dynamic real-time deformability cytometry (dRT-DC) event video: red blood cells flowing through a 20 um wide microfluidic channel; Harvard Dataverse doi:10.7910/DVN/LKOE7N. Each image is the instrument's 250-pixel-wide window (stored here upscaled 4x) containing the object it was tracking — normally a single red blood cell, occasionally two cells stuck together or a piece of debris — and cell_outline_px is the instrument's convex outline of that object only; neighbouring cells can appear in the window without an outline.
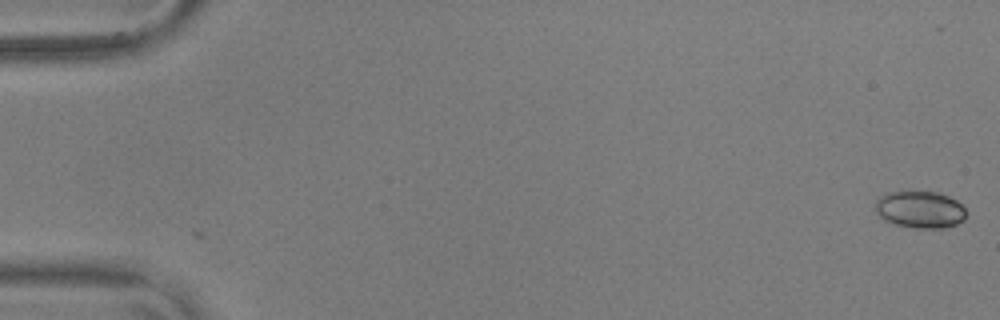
{"species": "common noctule bat (a hibernating species)", "species_latin": "Nyctalus noctula", "temperature_condition": "warm", "stored_images_in_passage": 38, "camera_frame_rate_fps": 3000, "um_per_image_px": 0.085, "animal": {"sex": "male", "body_mass_g": 17.9, "forearm_length_mm": 54.2}, "frame": {"image": 1, "passage_image": 1, "time_ms": 0.0, "image_size_px": [1000, 320], "cell_outline_px": [[968, 212], [964, 220], [956, 224], [944, 228], [916, 228], [896, 224], [884, 220], [876, 212], [876, 200], [880, 196], [888, 192], [940, 192], [956, 200]], "centroid_in_image_um": [78.23, 17.81], "position_along_channel_um": 6.8, "area_um2": 19.59}}
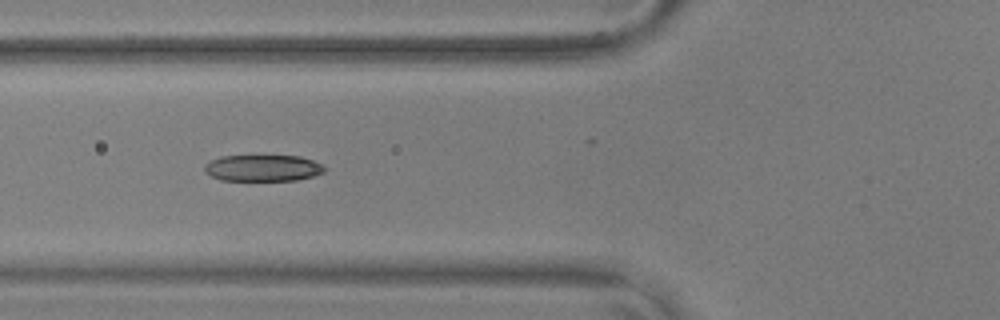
{"frame": {"image": 2, "passage_image": 22, "time_ms": 7.0, "image_size_px": [1000, 320], "cell_outline_px": [[324, 172], [312, 176], [296, 180], [220, 180], [204, 172], [204, 164], [220, 156], [300, 156], [312, 160], [320, 164], [324, 168]], "centroid_in_image_um": [22.3, 14.28], "position_along_channel_um": 103.5, "area_um2": 18.32}}
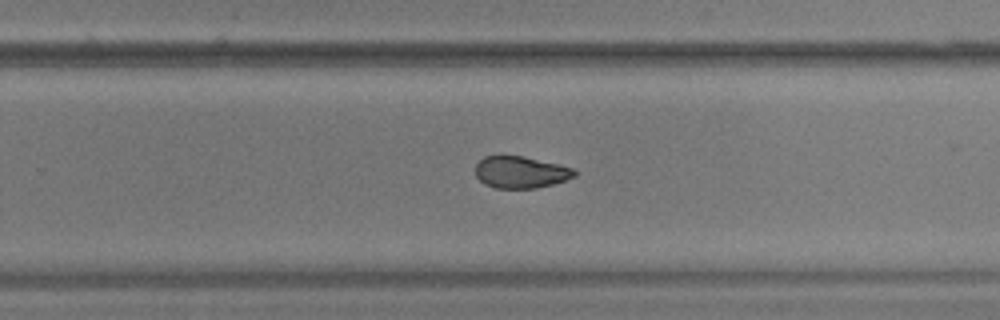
{"frame": {"image": 3, "passage_image": 37, "time_ms": 12.0, "image_size_px": [1000, 320], "cell_outline_px": [[576, 176], [552, 184], [536, 188], [496, 188], [484, 184], [476, 176], [476, 164], [484, 156], [500, 152], [504, 152], [524, 156], [572, 168], [576, 172]], "centroid_in_image_um": [44.18, 14.59], "position_along_channel_um": 285.6, "area_um2": 18.79}}